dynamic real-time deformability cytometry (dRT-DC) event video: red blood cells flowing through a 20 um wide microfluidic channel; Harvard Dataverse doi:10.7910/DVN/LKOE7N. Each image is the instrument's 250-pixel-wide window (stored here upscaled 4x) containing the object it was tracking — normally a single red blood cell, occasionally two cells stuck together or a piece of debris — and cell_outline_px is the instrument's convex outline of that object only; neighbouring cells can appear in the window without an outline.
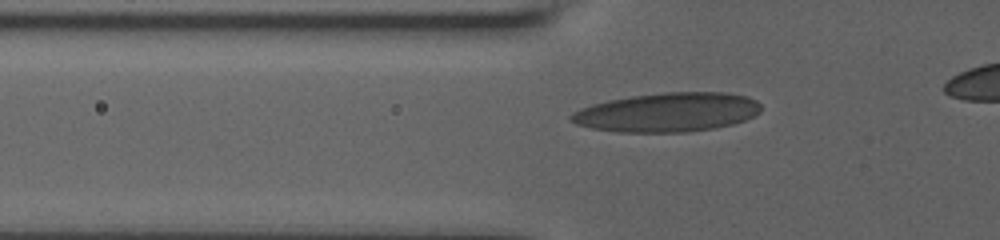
{"species": "human", "species_latin": "Homo sapiens", "temperature_condition": "room temperature", "stored_images_in_passage": 40, "camera_frame_rate_fps": 3000, "um_per_image_px": 0.085, "donor": {"sex": "male"}, "frame": {"image": 1, "passage_image": 8, "time_ms": 2.333, "image_size_px": [1000, 240], "cell_outline_px": [[760, 112], [744, 120], [732, 124], [712, 128], [684, 132], [616, 132], [592, 128], [576, 124], [568, 120], [568, 116], [572, 112], [580, 108], [592, 104], [608, 100], [632, 96], [664, 92], [728, 92], [748, 96], [756, 100], [760, 104]], "centroid_in_image_um": [56.7, 9.54], "position_along_channel_um": 69.1, "area_um2": 43.41}}
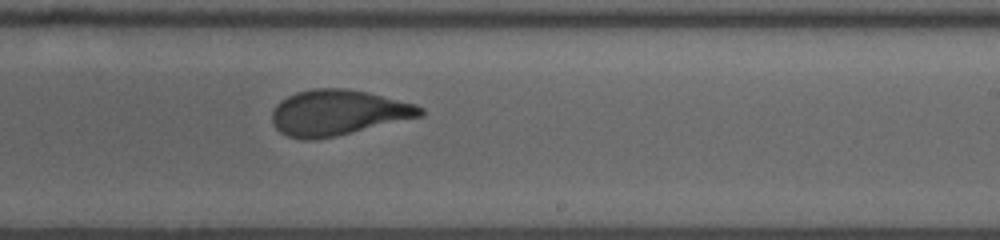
{"frame": {"image": 2, "passage_image": 24, "time_ms": 7.667, "image_size_px": [1000, 240], "cell_outline_px": [[424, 116], [336, 136], [312, 140], [304, 140], [288, 136], [280, 132], [272, 124], [272, 112], [276, 104], [280, 100], [296, 92], [312, 88], [348, 88], [368, 92], [416, 104], [424, 108]], "centroid_in_image_um": [28.73, 9.57], "position_along_channel_um": 260.3, "area_um2": 39.65}}
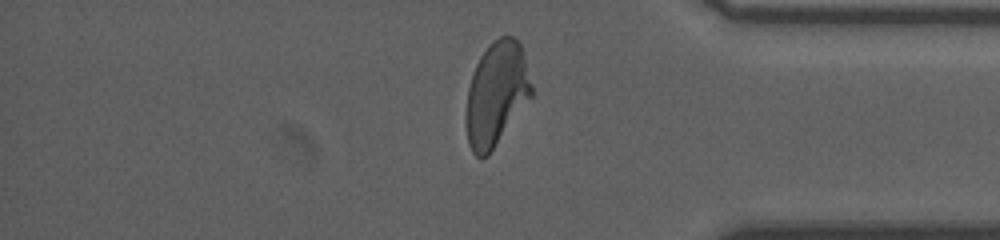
{"frame": {"image": 3, "passage_image": 36, "time_ms": 11.667, "image_size_px": [1000, 240], "cell_outline_px": [[532, 96], [488, 156], [480, 160], [472, 152], [468, 144], [464, 120], [464, 116], [468, 88], [472, 72], [480, 56], [488, 44], [492, 40], [500, 36], [512, 36], [520, 44], [524, 52], [532, 84]], "centroid_in_image_um": [42.16, 8.0], "position_along_channel_um": 393.0, "area_um2": 40.29}}